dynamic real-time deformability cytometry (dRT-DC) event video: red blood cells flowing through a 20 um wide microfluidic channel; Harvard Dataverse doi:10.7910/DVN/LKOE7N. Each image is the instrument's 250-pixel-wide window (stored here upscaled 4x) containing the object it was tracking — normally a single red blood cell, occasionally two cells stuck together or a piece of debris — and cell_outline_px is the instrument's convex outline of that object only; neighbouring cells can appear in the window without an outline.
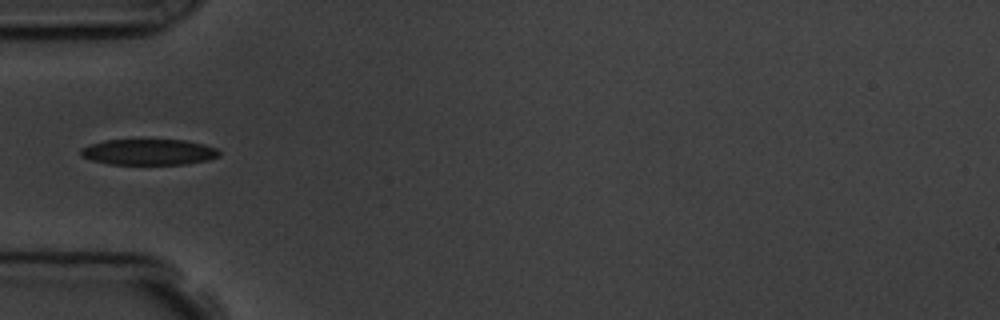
{"species": "common noctule bat (a hibernating species)", "species_latin": "Nyctalus noctula", "temperature_condition": "room temperature", "stored_images_in_passage": 4, "camera_frame_rate_fps": 3000, "um_per_image_px": 0.085, "animal": {"sex": "male", "body_mass_g": 19.5, "forearm_length_mm": 54.6}, "frame": {"image": 1, "passage_image": 4, "time_ms": 3.333, "image_size_px": [1000, 320], "cell_outline_px": [[220, 156], [208, 160], [188, 164], [108, 164], [92, 160], [80, 156], [80, 148], [104, 140], [184, 140], [204, 144], [216, 148], [220, 152]], "centroid_in_image_um": [12.65, 12.93], "position_along_channel_um": 72.3, "area_um2": 20.92}}